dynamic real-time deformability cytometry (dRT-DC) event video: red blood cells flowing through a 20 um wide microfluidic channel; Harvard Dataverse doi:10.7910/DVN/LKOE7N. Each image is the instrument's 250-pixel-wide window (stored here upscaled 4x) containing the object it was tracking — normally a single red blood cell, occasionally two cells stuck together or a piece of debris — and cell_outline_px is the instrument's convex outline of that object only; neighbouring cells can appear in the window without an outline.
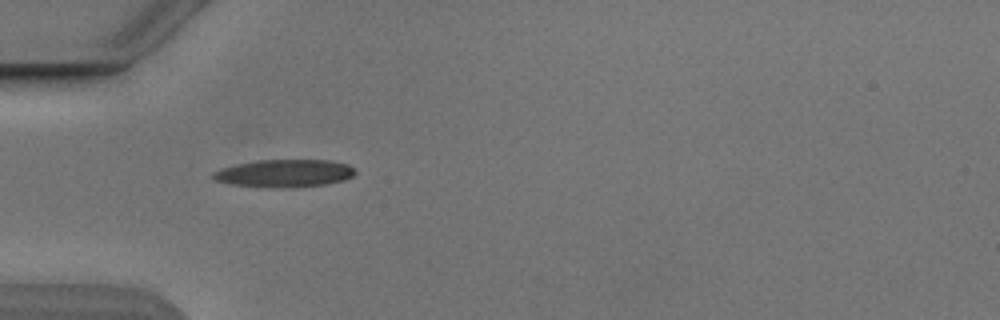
{"species": "Egyptian fruit bat (a non-hibernating species)", "species_latin": "Rousettus aegyptiacus", "temperature_condition": "cold", "stored_images_in_passage": 18, "camera_frame_rate_fps": 3000, "um_per_image_px": 0.085, "animal": {"sex": "male"}, "frame": {"image": 1, "passage_image": 1, "time_ms": 0.0, "image_size_px": [1000, 320], "cell_outline_px": [[356, 172], [352, 176], [344, 180], [324, 184], [284, 188], [232, 184], [216, 180], [212, 176], [212, 172], [224, 168], [256, 160], [328, 160], [348, 164]], "centroid_in_image_um": [24.21, 14.72], "position_along_channel_um": 60.8, "area_um2": 22.43}}
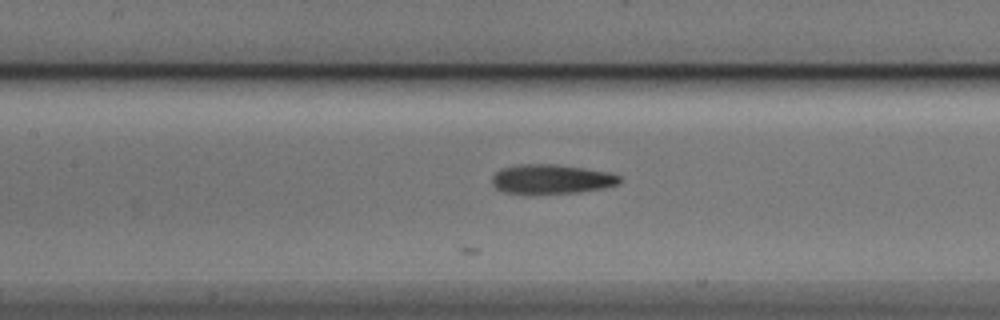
{"frame": {"image": 2, "passage_image": 9, "time_ms": 2.667, "image_size_px": [1000, 320], "cell_outline_px": [[620, 184], [604, 188], [580, 192], [524, 196], [504, 192], [496, 188], [492, 184], [492, 176], [500, 168], [520, 164], [556, 164], [584, 168], [608, 172], [620, 176]], "centroid_in_image_um": [46.82, 15.26], "position_along_channel_um": 160.6, "area_um2": 22.6}}
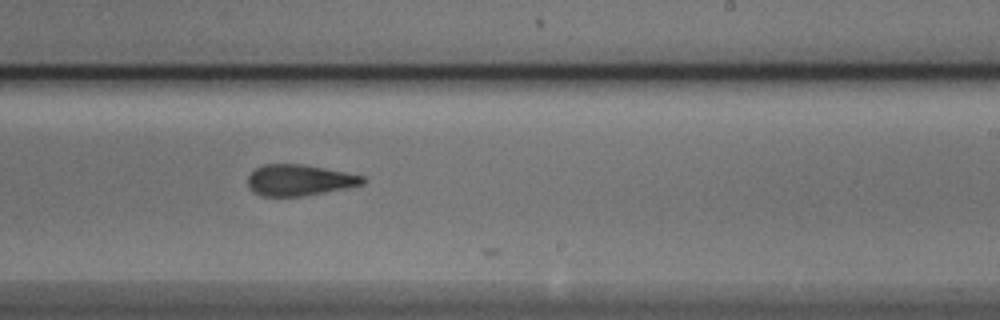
{"frame": {"image": 3, "passage_image": 17, "time_ms": 5.333, "image_size_px": [1000, 320], "cell_outline_px": [[368, 180], [364, 184], [304, 196], [260, 196], [252, 192], [248, 188], [248, 176], [256, 168], [264, 164], [304, 164], [364, 176]], "centroid_in_image_um": [25.42, 15.31], "position_along_channel_um": 263.6, "area_um2": 20.87}}